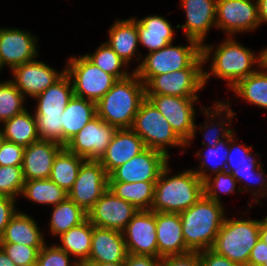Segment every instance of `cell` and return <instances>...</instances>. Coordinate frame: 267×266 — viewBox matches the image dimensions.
Listing matches in <instances>:
<instances>
[{
	"mask_svg": "<svg viewBox=\"0 0 267 266\" xmlns=\"http://www.w3.org/2000/svg\"><path fill=\"white\" fill-rule=\"evenodd\" d=\"M234 37L228 36L224 42L216 48L213 52L211 45L202 44V58L204 64L209 60L211 55L212 63L210 73L204 70V85H206L209 77L214 75L217 78L225 79L228 81L229 88H233L240 80L254 73L264 63L263 49L258 56L249 48L244 47ZM212 53V54H211ZM255 63V64H254Z\"/></svg>",
	"mask_w": 267,
	"mask_h": 266,
	"instance_id": "1",
	"label": "cell"
},
{
	"mask_svg": "<svg viewBox=\"0 0 267 266\" xmlns=\"http://www.w3.org/2000/svg\"><path fill=\"white\" fill-rule=\"evenodd\" d=\"M144 99L145 84L133 71L117 80L96 103L97 116L117 129H129Z\"/></svg>",
	"mask_w": 267,
	"mask_h": 266,
	"instance_id": "2",
	"label": "cell"
},
{
	"mask_svg": "<svg viewBox=\"0 0 267 266\" xmlns=\"http://www.w3.org/2000/svg\"><path fill=\"white\" fill-rule=\"evenodd\" d=\"M168 164L163 168L154 188L153 212L180 214L204 195V182L192 170L169 177Z\"/></svg>",
	"mask_w": 267,
	"mask_h": 266,
	"instance_id": "3",
	"label": "cell"
},
{
	"mask_svg": "<svg viewBox=\"0 0 267 266\" xmlns=\"http://www.w3.org/2000/svg\"><path fill=\"white\" fill-rule=\"evenodd\" d=\"M222 205L203 195L179 214L186 246L192 252L212 248L226 216Z\"/></svg>",
	"mask_w": 267,
	"mask_h": 266,
	"instance_id": "4",
	"label": "cell"
},
{
	"mask_svg": "<svg viewBox=\"0 0 267 266\" xmlns=\"http://www.w3.org/2000/svg\"><path fill=\"white\" fill-rule=\"evenodd\" d=\"M188 46H173L149 52L134 72L146 84L153 76L174 72L183 68H203L202 45L189 39Z\"/></svg>",
	"mask_w": 267,
	"mask_h": 266,
	"instance_id": "5",
	"label": "cell"
},
{
	"mask_svg": "<svg viewBox=\"0 0 267 266\" xmlns=\"http://www.w3.org/2000/svg\"><path fill=\"white\" fill-rule=\"evenodd\" d=\"M260 220L225 218L211 248L216 254L248 266L252 248L259 240Z\"/></svg>",
	"mask_w": 267,
	"mask_h": 266,
	"instance_id": "6",
	"label": "cell"
},
{
	"mask_svg": "<svg viewBox=\"0 0 267 266\" xmlns=\"http://www.w3.org/2000/svg\"><path fill=\"white\" fill-rule=\"evenodd\" d=\"M131 129L143 140L146 148L161 152L168 158L170 156L166 147L186 146L166 118L147 98L141 102Z\"/></svg>",
	"mask_w": 267,
	"mask_h": 266,
	"instance_id": "7",
	"label": "cell"
},
{
	"mask_svg": "<svg viewBox=\"0 0 267 266\" xmlns=\"http://www.w3.org/2000/svg\"><path fill=\"white\" fill-rule=\"evenodd\" d=\"M65 73L70 77L74 96L97 103L117 79L94 65L84 55L68 59Z\"/></svg>",
	"mask_w": 267,
	"mask_h": 266,
	"instance_id": "8",
	"label": "cell"
},
{
	"mask_svg": "<svg viewBox=\"0 0 267 266\" xmlns=\"http://www.w3.org/2000/svg\"><path fill=\"white\" fill-rule=\"evenodd\" d=\"M234 133L229 136V154L227 156L226 172L231 173L239 183L245 181L243 185L244 190L249 192L252 189L255 190L254 192L252 191L253 199L258 195L262 198L267 197V174L262 169V163L255 160V156L251 153L253 146L247 147L243 144L239 145L235 143L238 139L233 137ZM253 184L255 186L258 185V189L254 188L252 186Z\"/></svg>",
	"mask_w": 267,
	"mask_h": 266,
	"instance_id": "9",
	"label": "cell"
},
{
	"mask_svg": "<svg viewBox=\"0 0 267 266\" xmlns=\"http://www.w3.org/2000/svg\"><path fill=\"white\" fill-rule=\"evenodd\" d=\"M145 98L160 111L175 133L189 146L197 133L194 103L199 97L145 94Z\"/></svg>",
	"mask_w": 267,
	"mask_h": 266,
	"instance_id": "10",
	"label": "cell"
},
{
	"mask_svg": "<svg viewBox=\"0 0 267 266\" xmlns=\"http://www.w3.org/2000/svg\"><path fill=\"white\" fill-rule=\"evenodd\" d=\"M109 188V176L98 160H85L68 197L88 212Z\"/></svg>",
	"mask_w": 267,
	"mask_h": 266,
	"instance_id": "11",
	"label": "cell"
},
{
	"mask_svg": "<svg viewBox=\"0 0 267 266\" xmlns=\"http://www.w3.org/2000/svg\"><path fill=\"white\" fill-rule=\"evenodd\" d=\"M204 85L202 68H183L174 72L153 76L145 84V94L198 97Z\"/></svg>",
	"mask_w": 267,
	"mask_h": 266,
	"instance_id": "12",
	"label": "cell"
},
{
	"mask_svg": "<svg viewBox=\"0 0 267 266\" xmlns=\"http://www.w3.org/2000/svg\"><path fill=\"white\" fill-rule=\"evenodd\" d=\"M118 129L96 116L89 121L64 147L86 160H99Z\"/></svg>",
	"mask_w": 267,
	"mask_h": 266,
	"instance_id": "13",
	"label": "cell"
},
{
	"mask_svg": "<svg viewBox=\"0 0 267 266\" xmlns=\"http://www.w3.org/2000/svg\"><path fill=\"white\" fill-rule=\"evenodd\" d=\"M258 25V3L253 0H217L216 27L228 36L253 31Z\"/></svg>",
	"mask_w": 267,
	"mask_h": 266,
	"instance_id": "14",
	"label": "cell"
},
{
	"mask_svg": "<svg viewBox=\"0 0 267 266\" xmlns=\"http://www.w3.org/2000/svg\"><path fill=\"white\" fill-rule=\"evenodd\" d=\"M138 211L132 204L120 199L108 188L87 212V219L96 227L123 232Z\"/></svg>",
	"mask_w": 267,
	"mask_h": 266,
	"instance_id": "15",
	"label": "cell"
},
{
	"mask_svg": "<svg viewBox=\"0 0 267 266\" xmlns=\"http://www.w3.org/2000/svg\"><path fill=\"white\" fill-rule=\"evenodd\" d=\"M129 254L158 257L156 212L139 210L123 230Z\"/></svg>",
	"mask_w": 267,
	"mask_h": 266,
	"instance_id": "16",
	"label": "cell"
},
{
	"mask_svg": "<svg viewBox=\"0 0 267 266\" xmlns=\"http://www.w3.org/2000/svg\"><path fill=\"white\" fill-rule=\"evenodd\" d=\"M168 157L161 152L146 148L123 165L115 168L108 176L109 181L142 182L157 181Z\"/></svg>",
	"mask_w": 267,
	"mask_h": 266,
	"instance_id": "17",
	"label": "cell"
},
{
	"mask_svg": "<svg viewBox=\"0 0 267 266\" xmlns=\"http://www.w3.org/2000/svg\"><path fill=\"white\" fill-rule=\"evenodd\" d=\"M36 36L28 31L14 28H0V63L11 70L31 62L38 56Z\"/></svg>",
	"mask_w": 267,
	"mask_h": 266,
	"instance_id": "18",
	"label": "cell"
},
{
	"mask_svg": "<svg viewBox=\"0 0 267 266\" xmlns=\"http://www.w3.org/2000/svg\"><path fill=\"white\" fill-rule=\"evenodd\" d=\"M11 71L14 80L10 81L19 89L25 98L27 95L32 98L36 97L65 74V69L61 73H58L51 66L36 59L21 64Z\"/></svg>",
	"mask_w": 267,
	"mask_h": 266,
	"instance_id": "19",
	"label": "cell"
},
{
	"mask_svg": "<svg viewBox=\"0 0 267 266\" xmlns=\"http://www.w3.org/2000/svg\"><path fill=\"white\" fill-rule=\"evenodd\" d=\"M217 0H182L186 21L177 25L185 31L186 38L196 40L201 45L212 26L216 27Z\"/></svg>",
	"mask_w": 267,
	"mask_h": 266,
	"instance_id": "20",
	"label": "cell"
},
{
	"mask_svg": "<svg viewBox=\"0 0 267 266\" xmlns=\"http://www.w3.org/2000/svg\"><path fill=\"white\" fill-rule=\"evenodd\" d=\"M63 147L52 140H39L25 147L22 163L25 181L49 178L54 158Z\"/></svg>",
	"mask_w": 267,
	"mask_h": 266,
	"instance_id": "21",
	"label": "cell"
},
{
	"mask_svg": "<svg viewBox=\"0 0 267 266\" xmlns=\"http://www.w3.org/2000/svg\"><path fill=\"white\" fill-rule=\"evenodd\" d=\"M146 149L143 140L131 129H118L98 160L109 175L115 168L123 165Z\"/></svg>",
	"mask_w": 267,
	"mask_h": 266,
	"instance_id": "22",
	"label": "cell"
},
{
	"mask_svg": "<svg viewBox=\"0 0 267 266\" xmlns=\"http://www.w3.org/2000/svg\"><path fill=\"white\" fill-rule=\"evenodd\" d=\"M158 258L192 252L185 243L179 214L156 212Z\"/></svg>",
	"mask_w": 267,
	"mask_h": 266,
	"instance_id": "23",
	"label": "cell"
},
{
	"mask_svg": "<svg viewBox=\"0 0 267 266\" xmlns=\"http://www.w3.org/2000/svg\"><path fill=\"white\" fill-rule=\"evenodd\" d=\"M127 254L123 232L94 226L90 255L85 262H122Z\"/></svg>",
	"mask_w": 267,
	"mask_h": 266,
	"instance_id": "24",
	"label": "cell"
},
{
	"mask_svg": "<svg viewBox=\"0 0 267 266\" xmlns=\"http://www.w3.org/2000/svg\"><path fill=\"white\" fill-rule=\"evenodd\" d=\"M74 96L70 77L65 73L53 85L49 86L37 99L35 116H59L63 113L69 101Z\"/></svg>",
	"mask_w": 267,
	"mask_h": 266,
	"instance_id": "25",
	"label": "cell"
},
{
	"mask_svg": "<svg viewBox=\"0 0 267 266\" xmlns=\"http://www.w3.org/2000/svg\"><path fill=\"white\" fill-rule=\"evenodd\" d=\"M35 221L30 215L17 212L6 226L0 237V243H17L42 248L47 243Z\"/></svg>",
	"mask_w": 267,
	"mask_h": 266,
	"instance_id": "26",
	"label": "cell"
},
{
	"mask_svg": "<svg viewBox=\"0 0 267 266\" xmlns=\"http://www.w3.org/2000/svg\"><path fill=\"white\" fill-rule=\"evenodd\" d=\"M139 44H142L149 52L164 48L172 43L174 29L163 16L151 15L136 19Z\"/></svg>",
	"mask_w": 267,
	"mask_h": 266,
	"instance_id": "27",
	"label": "cell"
},
{
	"mask_svg": "<svg viewBox=\"0 0 267 266\" xmlns=\"http://www.w3.org/2000/svg\"><path fill=\"white\" fill-rule=\"evenodd\" d=\"M96 116L95 102L73 96L62 113V145Z\"/></svg>",
	"mask_w": 267,
	"mask_h": 266,
	"instance_id": "28",
	"label": "cell"
},
{
	"mask_svg": "<svg viewBox=\"0 0 267 266\" xmlns=\"http://www.w3.org/2000/svg\"><path fill=\"white\" fill-rule=\"evenodd\" d=\"M106 43L128 65L135 53L139 52L136 18L116 20L110 27L109 40Z\"/></svg>",
	"mask_w": 267,
	"mask_h": 266,
	"instance_id": "29",
	"label": "cell"
},
{
	"mask_svg": "<svg viewBox=\"0 0 267 266\" xmlns=\"http://www.w3.org/2000/svg\"><path fill=\"white\" fill-rule=\"evenodd\" d=\"M156 181L120 182L109 181V189L120 199L132 204L137 210H151Z\"/></svg>",
	"mask_w": 267,
	"mask_h": 266,
	"instance_id": "30",
	"label": "cell"
},
{
	"mask_svg": "<svg viewBox=\"0 0 267 266\" xmlns=\"http://www.w3.org/2000/svg\"><path fill=\"white\" fill-rule=\"evenodd\" d=\"M3 135L6 141L16 143L24 148L31 143L40 140L37 133V121L35 115L26 109L11 119L3 122Z\"/></svg>",
	"mask_w": 267,
	"mask_h": 266,
	"instance_id": "31",
	"label": "cell"
},
{
	"mask_svg": "<svg viewBox=\"0 0 267 266\" xmlns=\"http://www.w3.org/2000/svg\"><path fill=\"white\" fill-rule=\"evenodd\" d=\"M229 105H230V102L226 103L225 101L224 102L217 101V103L215 102L214 106H212L214 110L213 109L211 110L209 107L203 110V107H202V112L206 114L205 115L207 116L206 118L209 119L210 117L211 119L215 120L216 117L221 116L222 114L221 117L223 120V121L220 120L218 123H215L216 121L214 120H212L213 122H211L210 121L211 119H209V121L208 120L206 121L205 123L206 125L201 128V130L203 129L204 132L206 131L205 134L203 132V135H204V139L207 140V144L205 142H202L203 146L209 145V146L214 147L218 142L222 141L223 139L224 140L227 139L234 132L232 128L228 127V125L229 126L231 125L230 123L232 121L231 119L234 118L235 116V112L231 110ZM223 115H225L227 119ZM223 118H225L226 121ZM207 124H209L210 126Z\"/></svg>",
	"mask_w": 267,
	"mask_h": 266,
	"instance_id": "32",
	"label": "cell"
},
{
	"mask_svg": "<svg viewBox=\"0 0 267 266\" xmlns=\"http://www.w3.org/2000/svg\"><path fill=\"white\" fill-rule=\"evenodd\" d=\"M94 225L86 219L80 225L69 229L59 236L61 245H57L69 255H73L82 265L90 255Z\"/></svg>",
	"mask_w": 267,
	"mask_h": 266,
	"instance_id": "33",
	"label": "cell"
},
{
	"mask_svg": "<svg viewBox=\"0 0 267 266\" xmlns=\"http://www.w3.org/2000/svg\"><path fill=\"white\" fill-rule=\"evenodd\" d=\"M85 160L63 147L54 158L49 179L69 192Z\"/></svg>",
	"mask_w": 267,
	"mask_h": 266,
	"instance_id": "34",
	"label": "cell"
},
{
	"mask_svg": "<svg viewBox=\"0 0 267 266\" xmlns=\"http://www.w3.org/2000/svg\"><path fill=\"white\" fill-rule=\"evenodd\" d=\"M260 68L240 80L231 90L241 99L267 109V66L263 63Z\"/></svg>",
	"mask_w": 267,
	"mask_h": 266,
	"instance_id": "35",
	"label": "cell"
},
{
	"mask_svg": "<svg viewBox=\"0 0 267 266\" xmlns=\"http://www.w3.org/2000/svg\"><path fill=\"white\" fill-rule=\"evenodd\" d=\"M87 219V212L67 197L61 203L53 206L50 219V233L60 236L69 229L80 225Z\"/></svg>",
	"mask_w": 267,
	"mask_h": 266,
	"instance_id": "36",
	"label": "cell"
},
{
	"mask_svg": "<svg viewBox=\"0 0 267 266\" xmlns=\"http://www.w3.org/2000/svg\"><path fill=\"white\" fill-rule=\"evenodd\" d=\"M21 194L35 203L53 206L68 197V192L49 178L25 181Z\"/></svg>",
	"mask_w": 267,
	"mask_h": 266,
	"instance_id": "37",
	"label": "cell"
},
{
	"mask_svg": "<svg viewBox=\"0 0 267 266\" xmlns=\"http://www.w3.org/2000/svg\"><path fill=\"white\" fill-rule=\"evenodd\" d=\"M208 149L204 156L201 158V152L198 151L196 157L201 160L198 170H193L200 179L204 182L210 175L206 173L207 170H211V175L226 171L227 156L229 154V137L227 139L218 142L214 147L206 145Z\"/></svg>",
	"mask_w": 267,
	"mask_h": 266,
	"instance_id": "38",
	"label": "cell"
},
{
	"mask_svg": "<svg viewBox=\"0 0 267 266\" xmlns=\"http://www.w3.org/2000/svg\"><path fill=\"white\" fill-rule=\"evenodd\" d=\"M84 56L106 73L113 75L117 80L130 75L127 70L123 69L127 68V64L106 42L101 44L95 53Z\"/></svg>",
	"mask_w": 267,
	"mask_h": 266,
	"instance_id": "39",
	"label": "cell"
},
{
	"mask_svg": "<svg viewBox=\"0 0 267 266\" xmlns=\"http://www.w3.org/2000/svg\"><path fill=\"white\" fill-rule=\"evenodd\" d=\"M24 95L10 81L0 82V123L26 110Z\"/></svg>",
	"mask_w": 267,
	"mask_h": 266,
	"instance_id": "40",
	"label": "cell"
},
{
	"mask_svg": "<svg viewBox=\"0 0 267 266\" xmlns=\"http://www.w3.org/2000/svg\"><path fill=\"white\" fill-rule=\"evenodd\" d=\"M25 183L22 166H0V196L21 195Z\"/></svg>",
	"mask_w": 267,
	"mask_h": 266,
	"instance_id": "41",
	"label": "cell"
},
{
	"mask_svg": "<svg viewBox=\"0 0 267 266\" xmlns=\"http://www.w3.org/2000/svg\"><path fill=\"white\" fill-rule=\"evenodd\" d=\"M237 180L226 171L215 174L214 178L211 175L204 181V195L218 203H221L218 191L221 193L231 194L234 192Z\"/></svg>",
	"mask_w": 267,
	"mask_h": 266,
	"instance_id": "42",
	"label": "cell"
},
{
	"mask_svg": "<svg viewBox=\"0 0 267 266\" xmlns=\"http://www.w3.org/2000/svg\"><path fill=\"white\" fill-rule=\"evenodd\" d=\"M0 247L16 266H31L37 263L41 248L17 243H0Z\"/></svg>",
	"mask_w": 267,
	"mask_h": 266,
	"instance_id": "43",
	"label": "cell"
},
{
	"mask_svg": "<svg viewBox=\"0 0 267 266\" xmlns=\"http://www.w3.org/2000/svg\"><path fill=\"white\" fill-rule=\"evenodd\" d=\"M72 261H70V255L56 244L48 247L45 244L39 251L37 264L38 266H81L77 259Z\"/></svg>",
	"mask_w": 267,
	"mask_h": 266,
	"instance_id": "44",
	"label": "cell"
},
{
	"mask_svg": "<svg viewBox=\"0 0 267 266\" xmlns=\"http://www.w3.org/2000/svg\"><path fill=\"white\" fill-rule=\"evenodd\" d=\"M40 140H52L62 144V114L59 116H35Z\"/></svg>",
	"mask_w": 267,
	"mask_h": 266,
	"instance_id": "45",
	"label": "cell"
},
{
	"mask_svg": "<svg viewBox=\"0 0 267 266\" xmlns=\"http://www.w3.org/2000/svg\"><path fill=\"white\" fill-rule=\"evenodd\" d=\"M24 147L4 140L0 148V166H22Z\"/></svg>",
	"mask_w": 267,
	"mask_h": 266,
	"instance_id": "46",
	"label": "cell"
},
{
	"mask_svg": "<svg viewBox=\"0 0 267 266\" xmlns=\"http://www.w3.org/2000/svg\"><path fill=\"white\" fill-rule=\"evenodd\" d=\"M162 266H201L199 252L161 258Z\"/></svg>",
	"mask_w": 267,
	"mask_h": 266,
	"instance_id": "47",
	"label": "cell"
},
{
	"mask_svg": "<svg viewBox=\"0 0 267 266\" xmlns=\"http://www.w3.org/2000/svg\"><path fill=\"white\" fill-rule=\"evenodd\" d=\"M16 199L0 196V237L12 217L18 212L15 208Z\"/></svg>",
	"mask_w": 267,
	"mask_h": 266,
	"instance_id": "48",
	"label": "cell"
},
{
	"mask_svg": "<svg viewBox=\"0 0 267 266\" xmlns=\"http://www.w3.org/2000/svg\"><path fill=\"white\" fill-rule=\"evenodd\" d=\"M199 256L201 266H241L211 249L199 251Z\"/></svg>",
	"mask_w": 267,
	"mask_h": 266,
	"instance_id": "49",
	"label": "cell"
},
{
	"mask_svg": "<svg viewBox=\"0 0 267 266\" xmlns=\"http://www.w3.org/2000/svg\"><path fill=\"white\" fill-rule=\"evenodd\" d=\"M267 260V244L259 239L252 248L248 266H262Z\"/></svg>",
	"mask_w": 267,
	"mask_h": 266,
	"instance_id": "50",
	"label": "cell"
},
{
	"mask_svg": "<svg viewBox=\"0 0 267 266\" xmlns=\"http://www.w3.org/2000/svg\"><path fill=\"white\" fill-rule=\"evenodd\" d=\"M126 266H162L161 258L149 255L127 254Z\"/></svg>",
	"mask_w": 267,
	"mask_h": 266,
	"instance_id": "51",
	"label": "cell"
},
{
	"mask_svg": "<svg viewBox=\"0 0 267 266\" xmlns=\"http://www.w3.org/2000/svg\"><path fill=\"white\" fill-rule=\"evenodd\" d=\"M258 3V17L260 24L267 23V0H257Z\"/></svg>",
	"mask_w": 267,
	"mask_h": 266,
	"instance_id": "52",
	"label": "cell"
},
{
	"mask_svg": "<svg viewBox=\"0 0 267 266\" xmlns=\"http://www.w3.org/2000/svg\"><path fill=\"white\" fill-rule=\"evenodd\" d=\"M259 239L267 244V216L260 220Z\"/></svg>",
	"mask_w": 267,
	"mask_h": 266,
	"instance_id": "53",
	"label": "cell"
},
{
	"mask_svg": "<svg viewBox=\"0 0 267 266\" xmlns=\"http://www.w3.org/2000/svg\"><path fill=\"white\" fill-rule=\"evenodd\" d=\"M0 266H16L15 263L7 256L5 251L0 247Z\"/></svg>",
	"mask_w": 267,
	"mask_h": 266,
	"instance_id": "54",
	"label": "cell"
},
{
	"mask_svg": "<svg viewBox=\"0 0 267 266\" xmlns=\"http://www.w3.org/2000/svg\"><path fill=\"white\" fill-rule=\"evenodd\" d=\"M81 266H126L125 261L116 263H97V262H84Z\"/></svg>",
	"mask_w": 267,
	"mask_h": 266,
	"instance_id": "55",
	"label": "cell"
},
{
	"mask_svg": "<svg viewBox=\"0 0 267 266\" xmlns=\"http://www.w3.org/2000/svg\"><path fill=\"white\" fill-rule=\"evenodd\" d=\"M263 59H264V65L267 66V47L263 49Z\"/></svg>",
	"mask_w": 267,
	"mask_h": 266,
	"instance_id": "56",
	"label": "cell"
},
{
	"mask_svg": "<svg viewBox=\"0 0 267 266\" xmlns=\"http://www.w3.org/2000/svg\"><path fill=\"white\" fill-rule=\"evenodd\" d=\"M4 140H5V138H4V135H3V130L0 128V148H1V145L4 142Z\"/></svg>",
	"mask_w": 267,
	"mask_h": 266,
	"instance_id": "57",
	"label": "cell"
},
{
	"mask_svg": "<svg viewBox=\"0 0 267 266\" xmlns=\"http://www.w3.org/2000/svg\"><path fill=\"white\" fill-rule=\"evenodd\" d=\"M262 266H267V260L265 261V263Z\"/></svg>",
	"mask_w": 267,
	"mask_h": 266,
	"instance_id": "58",
	"label": "cell"
}]
</instances>
